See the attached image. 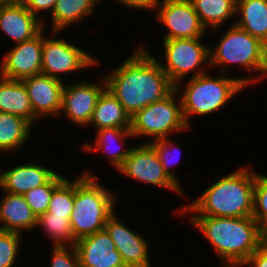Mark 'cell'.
<instances>
[{"instance_id": "obj_7", "label": "cell", "mask_w": 267, "mask_h": 267, "mask_svg": "<svg viewBox=\"0 0 267 267\" xmlns=\"http://www.w3.org/2000/svg\"><path fill=\"white\" fill-rule=\"evenodd\" d=\"M179 94L174 89L161 101L137 111L131 117L130 131L135 137L151 138L146 143L170 137L178 132L191 131L184 120ZM179 98V99H178ZM177 100V101H176Z\"/></svg>"}, {"instance_id": "obj_3", "label": "cell", "mask_w": 267, "mask_h": 267, "mask_svg": "<svg viewBox=\"0 0 267 267\" xmlns=\"http://www.w3.org/2000/svg\"><path fill=\"white\" fill-rule=\"evenodd\" d=\"M186 219L212 246L223 263L221 267H241L262 245L263 231L252 216H186Z\"/></svg>"}, {"instance_id": "obj_33", "label": "cell", "mask_w": 267, "mask_h": 267, "mask_svg": "<svg viewBox=\"0 0 267 267\" xmlns=\"http://www.w3.org/2000/svg\"><path fill=\"white\" fill-rule=\"evenodd\" d=\"M50 267H81L75 246L51 247Z\"/></svg>"}, {"instance_id": "obj_31", "label": "cell", "mask_w": 267, "mask_h": 267, "mask_svg": "<svg viewBox=\"0 0 267 267\" xmlns=\"http://www.w3.org/2000/svg\"><path fill=\"white\" fill-rule=\"evenodd\" d=\"M23 234L0 230V267H13L20 253ZM16 267V266H14Z\"/></svg>"}, {"instance_id": "obj_18", "label": "cell", "mask_w": 267, "mask_h": 267, "mask_svg": "<svg viewBox=\"0 0 267 267\" xmlns=\"http://www.w3.org/2000/svg\"><path fill=\"white\" fill-rule=\"evenodd\" d=\"M43 29V22L22 3L0 4V31L13 44L27 41Z\"/></svg>"}, {"instance_id": "obj_26", "label": "cell", "mask_w": 267, "mask_h": 267, "mask_svg": "<svg viewBox=\"0 0 267 267\" xmlns=\"http://www.w3.org/2000/svg\"><path fill=\"white\" fill-rule=\"evenodd\" d=\"M198 14L201 24L209 31H217L229 25L227 21L233 24L236 15V0H189ZM226 22V24H225ZM222 27V28H221ZM209 28V29H208ZM211 29V30H210Z\"/></svg>"}, {"instance_id": "obj_37", "label": "cell", "mask_w": 267, "mask_h": 267, "mask_svg": "<svg viewBox=\"0 0 267 267\" xmlns=\"http://www.w3.org/2000/svg\"><path fill=\"white\" fill-rule=\"evenodd\" d=\"M22 3V0H0V4H16Z\"/></svg>"}, {"instance_id": "obj_24", "label": "cell", "mask_w": 267, "mask_h": 267, "mask_svg": "<svg viewBox=\"0 0 267 267\" xmlns=\"http://www.w3.org/2000/svg\"><path fill=\"white\" fill-rule=\"evenodd\" d=\"M33 127L26 119L0 112V154L14 155L21 151V147L28 143L30 136L34 134Z\"/></svg>"}, {"instance_id": "obj_20", "label": "cell", "mask_w": 267, "mask_h": 267, "mask_svg": "<svg viewBox=\"0 0 267 267\" xmlns=\"http://www.w3.org/2000/svg\"><path fill=\"white\" fill-rule=\"evenodd\" d=\"M1 194L0 230L20 234L36 230L37 217L24 196L7 192Z\"/></svg>"}, {"instance_id": "obj_11", "label": "cell", "mask_w": 267, "mask_h": 267, "mask_svg": "<svg viewBox=\"0 0 267 267\" xmlns=\"http://www.w3.org/2000/svg\"><path fill=\"white\" fill-rule=\"evenodd\" d=\"M101 78V79H100ZM97 82L89 80L74 81L71 85L64 84L62 90L60 117L76 127H87L92 119L95 105L106 89V81L102 75Z\"/></svg>"}, {"instance_id": "obj_29", "label": "cell", "mask_w": 267, "mask_h": 267, "mask_svg": "<svg viewBox=\"0 0 267 267\" xmlns=\"http://www.w3.org/2000/svg\"><path fill=\"white\" fill-rule=\"evenodd\" d=\"M150 144L154 147L156 150L160 161L163 166L164 172L168 175V177L174 181L181 189L182 185L179 180V177L175 175L176 168H174V165H177L181 158V152L180 147L177 145L178 143L175 141L170 140V137L155 140L150 142ZM177 153V154H175ZM179 154V155H178ZM178 156V157H177ZM173 167V169H171ZM174 172V173H173Z\"/></svg>"}, {"instance_id": "obj_12", "label": "cell", "mask_w": 267, "mask_h": 267, "mask_svg": "<svg viewBox=\"0 0 267 267\" xmlns=\"http://www.w3.org/2000/svg\"><path fill=\"white\" fill-rule=\"evenodd\" d=\"M155 17L166 28L163 39L198 38L206 35L207 30L189 0H161Z\"/></svg>"}, {"instance_id": "obj_21", "label": "cell", "mask_w": 267, "mask_h": 267, "mask_svg": "<svg viewBox=\"0 0 267 267\" xmlns=\"http://www.w3.org/2000/svg\"><path fill=\"white\" fill-rule=\"evenodd\" d=\"M0 112L26 119L32 126L39 120L31 107L30 98L22 80L0 76Z\"/></svg>"}, {"instance_id": "obj_5", "label": "cell", "mask_w": 267, "mask_h": 267, "mask_svg": "<svg viewBox=\"0 0 267 267\" xmlns=\"http://www.w3.org/2000/svg\"><path fill=\"white\" fill-rule=\"evenodd\" d=\"M218 74V77L216 75L214 77L207 72L187 78L186 83L181 81L175 86V90L180 95L183 117L189 128L192 129L191 119L194 116L204 117L218 113L217 111L227 106L226 104L238 93L247 89L243 84L245 75L229 77L223 73Z\"/></svg>"}, {"instance_id": "obj_14", "label": "cell", "mask_w": 267, "mask_h": 267, "mask_svg": "<svg viewBox=\"0 0 267 267\" xmlns=\"http://www.w3.org/2000/svg\"><path fill=\"white\" fill-rule=\"evenodd\" d=\"M115 212L105 223V229L121 254L126 267H153L150 244L140 230L135 232L118 218Z\"/></svg>"}, {"instance_id": "obj_22", "label": "cell", "mask_w": 267, "mask_h": 267, "mask_svg": "<svg viewBox=\"0 0 267 267\" xmlns=\"http://www.w3.org/2000/svg\"><path fill=\"white\" fill-rule=\"evenodd\" d=\"M100 1L102 4L103 0H58L50 17H47L48 20L51 19L50 31L65 32L76 23L83 22L86 18L90 19Z\"/></svg>"}, {"instance_id": "obj_17", "label": "cell", "mask_w": 267, "mask_h": 267, "mask_svg": "<svg viewBox=\"0 0 267 267\" xmlns=\"http://www.w3.org/2000/svg\"><path fill=\"white\" fill-rule=\"evenodd\" d=\"M11 167L4 171L0 168V190L19 195L46 184L57 173L41 162L39 164L38 160L33 162L29 160L28 163H19Z\"/></svg>"}, {"instance_id": "obj_19", "label": "cell", "mask_w": 267, "mask_h": 267, "mask_svg": "<svg viewBox=\"0 0 267 267\" xmlns=\"http://www.w3.org/2000/svg\"><path fill=\"white\" fill-rule=\"evenodd\" d=\"M95 132V142H85L84 140L83 144L80 145L81 150H85V152L91 154L92 152H105L104 154L108 157L110 167L112 166V168L117 171L123 165L125 159L129 156L130 151L132 150V147L130 148L129 145L126 147V139H135L130 128H103L96 130Z\"/></svg>"}, {"instance_id": "obj_8", "label": "cell", "mask_w": 267, "mask_h": 267, "mask_svg": "<svg viewBox=\"0 0 267 267\" xmlns=\"http://www.w3.org/2000/svg\"><path fill=\"white\" fill-rule=\"evenodd\" d=\"M203 38L161 39L164 61L158 62L174 86L186 82V76L191 73L189 78L205 74L210 69V44L202 42Z\"/></svg>"}, {"instance_id": "obj_9", "label": "cell", "mask_w": 267, "mask_h": 267, "mask_svg": "<svg viewBox=\"0 0 267 267\" xmlns=\"http://www.w3.org/2000/svg\"><path fill=\"white\" fill-rule=\"evenodd\" d=\"M45 31L46 29L43 28L42 74L63 81L61 77L63 74L68 76L76 71L80 72L92 67L95 69L97 65L100 66L101 59L98 60L97 56H92L90 52L68 42L66 38H58L59 34L64 32L51 31L46 36Z\"/></svg>"}, {"instance_id": "obj_30", "label": "cell", "mask_w": 267, "mask_h": 267, "mask_svg": "<svg viewBox=\"0 0 267 267\" xmlns=\"http://www.w3.org/2000/svg\"><path fill=\"white\" fill-rule=\"evenodd\" d=\"M57 172L46 184L31 189L26 194H24V199L26 200L29 207L32 209L36 217L47 212L49 203L52 198V193L54 188L65 178Z\"/></svg>"}, {"instance_id": "obj_32", "label": "cell", "mask_w": 267, "mask_h": 267, "mask_svg": "<svg viewBox=\"0 0 267 267\" xmlns=\"http://www.w3.org/2000/svg\"><path fill=\"white\" fill-rule=\"evenodd\" d=\"M252 217L262 231L267 228V175L262 172L256 174Z\"/></svg>"}, {"instance_id": "obj_16", "label": "cell", "mask_w": 267, "mask_h": 267, "mask_svg": "<svg viewBox=\"0 0 267 267\" xmlns=\"http://www.w3.org/2000/svg\"><path fill=\"white\" fill-rule=\"evenodd\" d=\"M81 267H126L106 229L75 243Z\"/></svg>"}, {"instance_id": "obj_4", "label": "cell", "mask_w": 267, "mask_h": 267, "mask_svg": "<svg viewBox=\"0 0 267 267\" xmlns=\"http://www.w3.org/2000/svg\"><path fill=\"white\" fill-rule=\"evenodd\" d=\"M225 30L218 43L209 46L210 70L219 69L216 73L231 74L229 66L235 65L247 74L243 77L246 87L263 82L267 78V46L258 38L232 22ZM217 67V68H216ZM253 72H256L252 75ZM249 75V76H248ZM259 81V82H258Z\"/></svg>"}, {"instance_id": "obj_15", "label": "cell", "mask_w": 267, "mask_h": 267, "mask_svg": "<svg viewBox=\"0 0 267 267\" xmlns=\"http://www.w3.org/2000/svg\"><path fill=\"white\" fill-rule=\"evenodd\" d=\"M22 82L34 114L39 120H42V117H59L64 81L41 73L23 78Z\"/></svg>"}, {"instance_id": "obj_6", "label": "cell", "mask_w": 267, "mask_h": 267, "mask_svg": "<svg viewBox=\"0 0 267 267\" xmlns=\"http://www.w3.org/2000/svg\"><path fill=\"white\" fill-rule=\"evenodd\" d=\"M98 175L89 170L75 178L74 208L70 216L74 237L78 240L105 229V223L116 212L119 195L105 188ZM117 205V206H116Z\"/></svg>"}, {"instance_id": "obj_25", "label": "cell", "mask_w": 267, "mask_h": 267, "mask_svg": "<svg viewBox=\"0 0 267 267\" xmlns=\"http://www.w3.org/2000/svg\"><path fill=\"white\" fill-rule=\"evenodd\" d=\"M96 130L103 128H130L131 117L124 110L121 102L106 88L95 105L88 127Z\"/></svg>"}, {"instance_id": "obj_10", "label": "cell", "mask_w": 267, "mask_h": 267, "mask_svg": "<svg viewBox=\"0 0 267 267\" xmlns=\"http://www.w3.org/2000/svg\"><path fill=\"white\" fill-rule=\"evenodd\" d=\"M116 172L120 173V176L124 175L126 179L128 177L134 179L133 181L164 188L179 196L186 195L185 189H181L164 172L160 158L150 143L142 142L137 146L134 145L129 156Z\"/></svg>"}, {"instance_id": "obj_28", "label": "cell", "mask_w": 267, "mask_h": 267, "mask_svg": "<svg viewBox=\"0 0 267 267\" xmlns=\"http://www.w3.org/2000/svg\"><path fill=\"white\" fill-rule=\"evenodd\" d=\"M75 178L65 177L53 190L46 213L70 219L74 208Z\"/></svg>"}, {"instance_id": "obj_36", "label": "cell", "mask_w": 267, "mask_h": 267, "mask_svg": "<svg viewBox=\"0 0 267 267\" xmlns=\"http://www.w3.org/2000/svg\"><path fill=\"white\" fill-rule=\"evenodd\" d=\"M267 267V248L261 245L241 267Z\"/></svg>"}, {"instance_id": "obj_35", "label": "cell", "mask_w": 267, "mask_h": 267, "mask_svg": "<svg viewBox=\"0 0 267 267\" xmlns=\"http://www.w3.org/2000/svg\"><path fill=\"white\" fill-rule=\"evenodd\" d=\"M117 3L121 4V6H124L128 9H135L138 11L143 10V12L146 10L149 12H155L157 9V6L160 4L161 0H115Z\"/></svg>"}, {"instance_id": "obj_2", "label": "cell", "mask_w": 267, "mask_h": 267, "mask_svg": "<svg viewBox=\"0 0 267 267\" xmlns=\"http://www.w3.org/2000/svg\"><path fill=\"white\" fill-rule=\"evenodd\" d=\"M245 165L218 178L195 200L175 209V215L231 218L252 216L258 172L255 168H250L251 165Z\"/></svg>"}, {"instance_id": "obj_38", "label": "cell", "mask_w": 267, "mask_h": 267, "mask_svg": "<svg viewBox=\"0 0 267 267\" xmlns=\"http://www.w3.org/2000/svg\"><path fill=\"white\" fill-rule=\"evenodd\" d=\"M262 245L267 248V228L263 230Z\"/></svg>"}, {"instance_id": "obj_13", "label": "cell", "mask_w": 267, "mask_h": 267, "mask_svg": "<svg viewBox=\"0 0 267 267\" xmlns=\"http://www.w3.org/2000/svg\"><path fill=\"white\" fill-rule=\"evenodd\" d=\"M42 45L43 29L33 38L8 48L0 60V76L22 80L41 74Z\"/></svg>"}, {"instance_id": "obj_34", "label": "cell", "mask_w": 267, "mask_h": 267, "mask_svg": "<svg viewBox=\"0 0 267 267\" xmlns=\"http://www.w3.org/2000/svg\"><path fill=\"white\" fill-rule=\"evenodd\" d=\"M58 0H22V4L37 18H39L43 22V28H46V21L42 15L43 12H47V16L51 15L56 2ZM42 12V13H41ZM49 13V15H48ZM40 16V17H39ZM43 17V18H42Z\"/></svg>"}, {"instance_id": "obj_1", "label": "cell", "mask_w": 267, "mask_h": 267, "mask_svg": "<svg viewBox=\"0 0 267 267\" xmlns=\"http://www.w3.org/2000/svg\"><path fill=\"white\" fill-rule=\"evenodd\" d=\"M140 44L115 70L103 74L106 88L130 117L149 104L161 101L175 89L158 59Z\"/></svg>"}, {"instance_id": "obj_23", "label": "cell", "mask_w": 267, "mask_h": 267, "mask_svg": "<svg viewBox=\"0 0 267 267\" xmlns=\"http://www.w3.org/2000/svg\"><path fill=\"white\" fill-rule=\"evenodd\" d=\"M234 24L267 46V0H236Z\"/></svg>"}, {"instance_id": "obj_27", "label": "cell", "mask_w": 267, "mask_h": 267, "mask_svg": "<svg viewBox=\"0 0 267 267\" xmlns=\"http://www.w3.org/2000/svg\"><path fill=\"white\" fill-rule=\"evenodd\" d=\"M40 227V228H39ZM37 228L43 230V234L51 240L53 247L75 246L77 239L74 237L70 219L64 216H52L45 213L37 217Z\"/></svg>"}]
</instances>
